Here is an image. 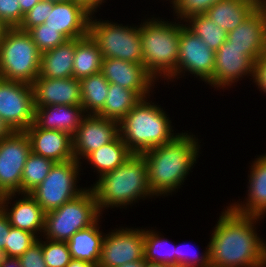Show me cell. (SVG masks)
I'll return each instance as SVG.
<instances>
[{
	"label": "cell",
	"mask_w": 266,
	"mask_h": 267,
	"mask_svg": "<svg viewBox=\"0 0 266 267\" xmlns=\"http://www.w3.org/2000/svg\"><path fill=\"white\" fill-rule=\"evenodd\" d=\"M261 219L237 213L228 206L212 230L208 244L210 267H266V241L254 226Z\"/></svg>",
	"instance_id": "cell-1"
},
{
	"label": "cell",
	"mask_w": 266,
	"mask_h": 267,
	"mask_svg": "<svg viewBox=\"0 0 266 267\" xmlns=\"http://www.w3.org/2000/svg\"><path fill=\"white\" fill-rule=\"evenodd\" d=\"M195 135L182 132L171 142L141 153L147 166L149 189L154 196L176 192L199 158L200 143Z\"/></svg>",
	"instance_id": "cell-2"
},
{
	"label": "cell",
	"mask_w": 266,
	"mask_h": 267,
	"mask_svg": "<svg viewBox=\"0 0 266 267\" xmlns=\"http://www.w3.org/2000/svg\"><path fill=\"white\" fill-rule=\"evenodd\" d=\"M90 188L100 213L104 208H126L140 199L154 197L149 189L145 159L135 153L113 171L100 176Z\"/></svg>",
	"instance_id": "cell-3"
},
{
	"label": "cell",
	"mask_w": 266,
	"mask_h": 267,
	"mask_svg": "<svg viewBox=\"0 0 266 267\" xmlns=\"http://www.w3.org/2000/svg\"><path fill=\"white\" fill-rule=\"evenodd\" d=\"M148 98H142L119 122L120 137L135 154L171 142L180 134L173 132L172 122L163 108Z\"/></svg>",
	"instance_id": "cell-4"
},
{
	"label": "cell",
	"mask_w": 266,
	"mask_h": 267,
	"mask_svg": "<svg viewBox=\"0 0 266 267\" xmlns=\"http://www.w3.org/2000/svg\"><path fill=\"white\" fill-rule=\"evenodd\" d=\"M179 23L153 17L145 19L139 26L143 66L155 81L161 77L168 80L176 71L181 32Z\"/></svg>",
	"instance_id": "cell-5"
},
{
	"label": "cell",
	"mask_w": 266,
	"mask_h": 267,
	"mask_svg": "<svg viewBox=\"0 0 266 267\" xmlns=\"http://www.w3.org/2000/svg\"><path fill=\"white\" fill-rule=\"evenodd\" d=\"M41 52L32 37L7 28L0 42V78L32 84L39 76Z\"/></svg>",
	"instance_id": "cell-6"
},
{
	"label": "cell",
	"mask_w": 266,
	"mask_h": 267,
	"mask_svg": "<svg viewBox=\"0 0 266 267\" xmlns=\"http://www.w3.org/2000/svg\"><path fill=\"white\" fill-rule=\"evenodd\" d=\"M101 216L91 188L60 208L45 213L43 238L67 242L79 230L93 225Z\"/></svg>",
	"instance_id": "cell-7"
},
{
	"label": "cell",
	"mask_w": 266,
	"mask_h": 267,
	"mask_svg": "<svg viewBox=\"0 0 266 267\" xmlns=\"http://www.w3.org/2000/svg\"><path fill=\"white\" fill-rule=\"evenodd\" d=\"M89 20V34L96 41L103 58H115L143 64L139 26H123L109 20ZM98 20V21H97Z\"/></svg>",
	"instance_id": "cell-8"
},
{
	"label": "cell",
	"mask_w": 266,
	"mask_h": 267,
	"mask_svg": "<svg viewBox=\"0 0 266 267\" xmlns=\"http://www.w3.org/2000/svg\"><path fill=\"white\" fill-rule=\"evenodd\" d=\"M81 164L75 159L55 163L44 181L29 193L45 213L60 208L86 190L77 185Z\"/></svg>",
	"instance_id": "cell-9"
},
{
	"label": "cell",
	"mask_w": 266,
	"mask_h": 267,
	"mask_svg": "<svg viewBox=\"0 0 266 267\" xmlns=\"http://www.w3.org/2000/svg\"><path fill=\"white\" fill-rule=\"evenodd\" d=\"M0 117L14 130L25 131L35 120L31 84L0 78Z\"/></svg>",
	"instance_id": "cell-10"
},
{
	"label": "cell",
	"mask_w": 266,
	"mask_h": 267,
	"mask_svg": "<svg viewBox=\"0 0 266 267\" xmlns=\"http://www.w3.org/2000/svg\"><path fill=\"white\" fill-rule=\"evenodd\" d=\"M31 153L25 131H14L0 140V193L22 194V173Z\"/></svg>",
	"instance_id": "cell-11"
},
{
	"label": "cell",
	"mask_w": 266,
	"mask_h": 267,
	"mask_svg": "<svg viewBox=\"0 0 266 267\" xmlns=\"http://www.w3.org/2000/svg\"><path fill=\"white\" fill-rule=\"evenodd\" d=\"M181 23L179 36V58L176 71L168 80L178 77L185 72L194 74L197 78L207 82L215 68V52L200 39L186 24Z\"/></svg>",
	"instance_id": "cell-12"
},
{
	"label": "cell",
	"mask_w": 266,
	"mask_h": 267,
	"mask_svg": "<svg viewBox=\"0 0 266 267\" xmlns=\"http://www.w3.org/2000/svg\"><path fill=\"white\" fill-rule=\"evenodd\" d=\"M114 230L104 236L97 267H120L144 259V229Z\"/></svg>",
	"instance_id": "cell-13"
},
{
	"label": "cell",
	"mask_w": 266,
	"mask_h": 267,
	"mask_svg": "<svg viewBox=\"0 0 266 267\" xmlns=\"http://www.w3.org/2000/svg\"><path fill=\"white\" fill-rule=\"evenodd\" d=\"M119 122L96 114H87L72 135L74 159L80 162L90 153L114 141L119 136Z\"/></svg>",
	"instance_id": "cell-14"
},
{
	"label": "cell",
	"mask_w": 266,
	"mask_h": 267,
	"mask_svg": "<svg viewBox=\"0 0 266 267\" xmlns=\"http://www.w3.org/2000/svg\"><path fill=\"white\" fill-rule=\"evenodd\" d=\"M214 60L213 76L206 82L212 87L224 89L246 75L254 78L255 62L243 50L232 46L228 40L215 52Z\"/></svg>",
	"instance_id": "cell-15"
},
{
	"label": "cell",
	"mask_w": 266,
	"mask_h": 267,
	"mask_svg": "<svg viewBox=\"0 0 266 267\" xmlns=\"http://www.w3.org/2000/svg\"><path fill=\"white\" fill-rule=\"evenodd\" d=\"M100 73L109 83L132 90L141 99L150 97V92L156 84L155 80L145 71L143 64L121 59L103 58Z\"/></svg>",
	"instance_id": "cell-16"
},
{
	"label": "cell",
	"mask_w": 266,
	"mask_h": 267,
	"mask_svg": "<svg viewBox=\"0 0 266 267\" xmlns=\"http://www.w3.org/2000/svg\"><path fill=\"white\" fill-rule=\"evenodd\" d=\"M227 40L255 62L266 52L265 10L259 5L241 24L227 33Z\"/></svg>",
	"instance_id": "cell-17"
},
{
	"label": "cell",
	"mask_w": 266,
	"mask_h": 267,
	"mask_svg": "<svg viewBox=\"0 0 266 267\" xmlns=\"http://www.w3.org/2000/svg\"><path fill=\"white\" fill-rule=\"evenodd\" d=\"M34 106L76 105L81 106V85L74 77L52 79L40 75L31 84Z\"/></svg>",
	"instance_id": "cell-18"
},
{
	"label": "cell",
	"mask_w": 266,
	"mask_h": 267,
	"mask_svg": "<svg viewBox=\"0 0 266 267\" xmlns=\"http://www.w3.org/2000/svg\"><path fill=\"white\" fill-rule=\"evenodd\" d=\"M91 13L73 0L53 2V9L45 24L62 33L68 40L82 38L89 34Z\"/></svg>",
	"instance_id": "cell-19"
},
{
	"label": "cell",
	"mask_w": 266,
	"mask_h": 267,
	"mask_svg": "<svg viewBox=\"0 0 266 267\" xmlns=\"http://www.w3.org/2000/svg\"><path fill=\"white\" fill-rule=\"evenodd\" d=\"M16 195L17 193L3 195L0 209L8 217L12 227L29 231L39 238L38 234H43L44 231L45 212L29 193L21 194L23 198H19L11 206L12 198L15 199ZM8 204L11 206L10 209Z\"/></svg>",
	"instance_id": "cell-20"
},
{
	"label": "cell",
	"mask_w": 266,
	"mask_h": 267,
	"mask_svg": "<svg viewBox=\"0 0 266 267\" xmlns=\"http://www.w3.org/2000/svg\"><path fill=\"white\" fill-rule=\"evenodd\" d=\"M30 141L31 152L55 163L74 159L72 136L68 133L41 129L35 123L25 130Z\"/></svg>",
	"instance_id": "cell-21"
},
{
	"label": "cell",
	"mask_w": 266,
	"mask_h": 267,
	"mask_svg": "<svg viewBox=\"0 0 266 267\" xmlns=\"http://www.w3.org/2000/svg\"><path fill=\"white\" fill-rule=\"evenodd\" d=\"M248 175V194L245 201L230 204L237 213L262 217L266 215V153L260 155L251 165Z\"/></svg>",
	"instance_id": "cell-22"
},
{
	"label": "cell",
	"mask_w": 266,
	"mask_h": 267,
	"mask_svg": "<svg viewBox=\"0 0 266 267\" xmlns=\"http://www.w3.org/2000/svg\"><path fill=\"white\" fill-rule=\"evenodd\" d=\"M86 115L83 107L76 105L35 107L34 123L41 129L62 131L72 136Z\"/></svg>",
	"instance_id": "cell-23"
},
{
	"label": "cell",
	"mask_w": 266,
	"mask_h": 267,
	"mask_svg": "<svg viewBox=\"0 0 266 267\" xmlns=\"http://www.w3.org/2000/svg\"><path fill=\"white\" fill-rule=\"evenodd\" d=\"M259 6V0H220L204 14L227 33L241 24Z\"/></svg>",
	"instance_id": "cell-24"
},
{
	"label": "cell",
	"mask_w": 266,
	"mask_h": 267,
	"mask_svg": "<svg viewBox=\"0 0 266 267\" xmlns=\"http://www.w3.org/2000/svg\"><path fill=\"white\" fill-rule=\"evenodd\" d=\"M75 54V39L67 40L54 49L41 53V77L64 79L73 77V60Z\"/></svg>",
	"instance_id": "cell-25"
},
{
	"label": "cell",
	"mask_w": 266,
	"mask_h": 267,
	"mask_svg": "<svg viewBox=\"0 0 266 267\" xmlns=\"http://www.w3.org/2000/svg\"><path fill=\"white\" fill-rule=\"evenodd\" d=\"M99 220L100 218L93 225L77 231L66 242L72 259L87 261L98 266L105 236L104 232L99 230Z\"/></svg>",
	"instance_id": "cell-26"
},
{
	"label": "cell",
	"mask_w": 266,
	"mask_h": 267,
	"mask_svg": "<svg viewBox=\"0 0 266 267\" xmlns=\"http://www.w3.org/2000/svg\"><path fill=\"white\" fill-rule=\"evenodd\" d=\"M103 56L96 41L88 34L75 39L73 77L82 79L101 72Z\"/></svg>",
	"instance_id": "cell-27"
},
{
	"label": "cell",
	"mask_w": 266,
	"mask_h": 267,
	"mask_svg": "<svg viewBox=\"0 0 266 267\" xmlns=\"http://www.w3.org/2000/svg\"><path fill=\"white\" fill-rule=\"evenodd\" d=\"M132 154L119 135L114 141L90 153L85 160L91 163L100 177L122 165Z\"/></svg>",
	"instance_id": "cell-28"
},
{
	"label": "cell",
	"mask_w": 266,
	"mask_h": 267,
	"mask_svg": "<svg viewBox=\"0 0 266 267\" xmlns=\"http://www.w3.org/2000/svg\"><path fill=\"white\" fill-rule=\"evenodd\" d=\"M108 91L104 107L96 114L106 119L120 122L141 100L134 91L118 84L110 83Z\"/></svg>",
	"instance_id": "cell-29"
},
{
	"label": "cell",
	"mask_w": 266,
	"mask_h": 267,
	"mask_svg": "<svg viewBox=\"0 0 266 267\" xmlns=\"http://www.w3.org/2000/svg\"><path fill=\"white\" fill-rule=\"evenodd\" d=\"M79 81L81 106L85 113L97 114L104 107L110 83L101 73L84 77Z\"/></svg>",
	"instance_id": "cell-30"
},
{
	"label": "cell",
	"mask_w": 266,
	"mask_h": 267,
	"mask_svg": "<svg viewBox=\"0 0 266 267\" xmlns=\"http://www.w3.org/2000/svg\"><path fill=\"white\" fill-rule=\"evenodd\" d=\"M175 247V244L171 245L168 239L161 237L157 231L145 230L144 228V259L147 262L168 264L171 267H176Z\"/></svg>",
	"instance_id": "cell-31"
},
{
	"label": "cell",
	"mask_w": 266,
	"mask_h": 267,
	"mask_svg": "<svg viewBox=\"0 0 266 267\" xmlns=\"http://www.w3.org/2000/svg\"><path fill=\"white\" fill-rule=\"evenodd\" d=\"M184 22H187L186 26L214 52L227 40V32L212 22L205 14L191 15Z\"/></svg>",
	"instance_id": "cell-32"
},
{
	"label": "cell",
	"mask_w": 266,
	"mask_h": 267,
	"mask_svg": "<svg viewBox=\"0 0 266 267\" xmlns=\"http://www.w3.org/2000/svg\"><path fill=\"white\" fill-rule=\"evenodd\" d=\"M55 162L30 153L22 173V194L30 193L48 176Z\"/></svg>",
	"instance_id": "cell-33"
},
{
	"label": "cell",
	"mask_w": 266,
	"mask_h": 267,
	"mask_svg": "<svg viewBox=\"0 0 266 267\" xmlns=\"http://www.w3.org/2000/svg\"><path fill=\"white\" fill-rule=\"evenodd\" d=\"M28 33L41 53L54 49L68 40L62 33L49 28L45 23L31 28Z\"/></svg>",
	"instance_id": "cell-34"
},
{
	"label": "cell",
	"mask_w": 266,
	"mask_h": 267,
	"mask_svg": "<svg viewBox=\"0 0 266 267\" xmlns=\"http://www.w3.org/2000/svg\"><path fill=\"white\" fill-rule=\"evenodd\" d=\"M42 252L48 267H66L72 259L66 242L42 240Z\"/></svg>",
	"instance_id": "cell-35"
},
{
	"label": "cell",
	"mask_w": 266,
	"mask_h": 267,
	"mask_svg": "<svg viewBox=\"0 0 266 267\" xmlns=\"http://www.w3.org/2000/svg\"><path fill=\"white\" fill-rule=\"evenodd\" d=\"M37 240L33 233L11 226L5 243V256L20 257Z\"/></svg>",
	"instance_id": "cell-36"
},
{
	"label": "cell",
	"mask_w": 266,
	"mask_h": 267,
	"mask_svg": "<svg viewBox=\"0 0 266 267\" xmlns=\"http://www.w3.org/2000/svg\"><path fill=\"white\" fill-rule=\"evenodd\" d=\"M177 19L185 21L191 15L204 14L220 0H170Z\"/></svg>",
	"instance_id": "cell-37"
},
{
	"label": "cell",
	"mask_w": 266,
	"mask_h": 267,
	"mask_svg": "<svg viewBox=\"0 0 266 267\" xmlns=\"http://www.w3.org/2000/svg\"><path fill=\"white\" fill-rule=\"evenodd\" d=\"M53 9V2L41 0L28 13L24 15L23 21L18 27L22 31L28 32L31 28L41 25L49 15V10Z\"/></svg>",
	"instance_id": "cell-38"
},
{
	"label": "cell",
	"mask_w": 266,
	"mask_h": 267,
	"mask_svg": "<svg viewBox=\"0 0 266 267\" xmlns=\"http://www.w3.org/2000/svg\"><path fill=\"white\" fill-rule=\"evenodd\" d=\"M188 246V245H187ZM186 245L182 244L176 245V267H210L209 260V245H207L205 253L199 255V252H190L188 249L186 251ZM190 252V254L188 253ZM193 254V255H191Z\"/></svg>",
	"instance_id": "cell-39"
},
{
	"label": "cell",
	"mask_w": 266,
	"mask_h": 267,
	"mask_svg": "<svg viewBox=\"0 0 266 267\" xmlns=\"http://www.w3.org/2000/svg\"><path fill=\"white\" fill-rule=\"evenodd\" d=\"M0 22L6 28H18L22 23V11L18 0H0Z\"/></svg>",
	"instance_id": "cell-40"
},
{
	"label": "cell",
	"mask_w": 266,
	"mask_h": 267,
	"mask_svg": "<svg viewBox=\"0 0 266 267\" xmlns=\"http://www.w3.org/2000/svg\"><path fill=\"white\" fill-rule=\"evenodd\" d=\"M22 267H48L42 252V239L38 238L20 257Z\"/></svg>",
	"instance_id": "cell-41"
},
{
	"label": "cell",
	"mask_w": 266,
	"mask_h": 267,
	"mask_svg": "<svg viewBox=\"0 0 266 267\" xmlns=\"http://www.w3.org/2000/svg\"><path fill=\"white\" fill-rule=\"evenodd\" d=\"M253 82L266 93V52L255 61Z\"/></svg>",
	"instance_id": "cell-42"
},
{
	"label": "cell",
	"mask_w": 266,
	"mask_h": 267,
	"mask_svg": "<svg viewBox=\"0 0 266 267\" xmlns=\"http://www.w3.org/2000/svg\"><path fill=\"white\" fill-rule=\"evenodd\" d=\"M10 228L8 217L0 209V256H5V243H7Z\"/></svg>",
	"instance_id": "cell-43"
},
{
	"label": "cell",
	"mask_w": 266,
	"mask_h": 267,
	"mask_svg": "<svg viewBox=\"0 0 266 267\" xmlns=\"http://www.w3.org/2000/svg\"><path fill=\"white\" fill-rule=\"evenodd\" d=\"M75 3L82 5L91 14L97 12V8L104 3L105 0H73Z\"/></svg>",
	"instance_id": "cell-44"
},
{
	"label": "cell",
	"mask_w": 266,
	"mask_h": 267,
	"mask_svg": "<svg viewBox=\"0 0 266 267\" xmlns=\"http://www.w3.org/2000/svg\"><path fill=\"white\" fill-rule=\"evenodd\" d=\"M0 267H22L18 257L0 256Z\"/></svg>",
	"instance_id": "cell-45"
},
{
	"label": "cell",
	"mask_w": 266,
	"mask_h": 267,
	"mask_svg": "<svg viewBox=\"0 0 266 267\" xmlns=\"http://www.w3.org/2000/svg\"><path fill=\"white\" fill-rule=\"evenodd\" d=\"M39 1L41 0H18V3L22 11V21L24 15L28 13Z\"/></svg>",
	"instance_id": "cell-46"
},
{
	"label": "cell",
	"mask_w": 266,
	"mask_h": 267,
	"mask_svg": "<svg viewBox=\"0 0 266 267\" xmlns=\"http://www.w3.org/2000/svg\"><path fill=\"white\" fill-rule=\"evenodd\" d=\"M14 130L0 117V140L10 136Z\"/></svg>",
	"instance_id": "cell-47"
},
{
	"label": "cell",
	"mask_w": 266,
	"mask_h": 267,
	"mask_svg": "<svg viewBox=\"0 0 266 267\" xmlns=\"http://www.w3.org/2000/svg\"><path fill=\"white\" fill-rule=\"evenodd\" d=\"M66 267H97V266L87 261L71 259L70 263Z\"/></svg>",
	"instance_id": "cell-48"
},
{
	"label": "cell",
	"mask_w": 266,
	"mask_h": 267,
	"mask_svg": "<svg viewBox=\"0 0 266 267\" xmlns=\"http://www.w3.org/2000/svg\"><path fill=\"white\" fill-rule=\"evenodd\" d=\"M146 260L141 259L133 262L125 263L124 265H121L120 267H145Z\"/></svg>",
	"instance_id": "cell-49"
},
{
	"label": "cell",
	"mask_w": 266,
	"mask_h": 267,
	"mask_svg": "<svg viewBox=\"0 0 266 267\" xmlns=\"http://www.w3.org/2000/svg\"><path fill=\"white\" fill-rule=\"evenodd\" d=\"M145 267H171L168 264H162V263H155V262H147L145 264Z\"/></svg>",
	"instance_id": "cell-50"
},
{
	"label": "cell",
	"mask_w": 266,
	"mask_h": 267,
	"mask_svg": "<svg viewBox=\"0 0 266 267\" xmlns=\"http://www.w3.org/2000/svg\"><path fill=\"white\" fill-rule=\"evenodd\" d=\"M6 29L7 28L0 22V42H1V39L3 38V34L6 31Z\"/></svg>",
	"instance_id": "cell-51"
},
{
	"label": "cell",
	"mask_w": 266,
	"mask_h": 267,
	"mask_svg": "<svg viewBox=\"0 0 266 267\" xmlns=\"http://www.w3.org/2000/svg\"><path fill=\"white\" fill-rule=\"evenodd\" d=\"M259 5L265 10L266 12V0H259Z\"/></svg>",
	"instance_id": "cell-52"
},
{
	"label": "cell",
	"mask_w": 266,
	"mask_h": 267,
	"mask_svg": "<svg viewBox=\"0 0 266 267\" xmlns=\"http://www.w3.org/2000/svg\"><path fill=\"white\" fill-rule=\"evenodd\" d=\"M45 1H51V2H65V1H69V0H45Z\"/></svg>",
	"instance_id": "cell-53"
}]
</instances>
